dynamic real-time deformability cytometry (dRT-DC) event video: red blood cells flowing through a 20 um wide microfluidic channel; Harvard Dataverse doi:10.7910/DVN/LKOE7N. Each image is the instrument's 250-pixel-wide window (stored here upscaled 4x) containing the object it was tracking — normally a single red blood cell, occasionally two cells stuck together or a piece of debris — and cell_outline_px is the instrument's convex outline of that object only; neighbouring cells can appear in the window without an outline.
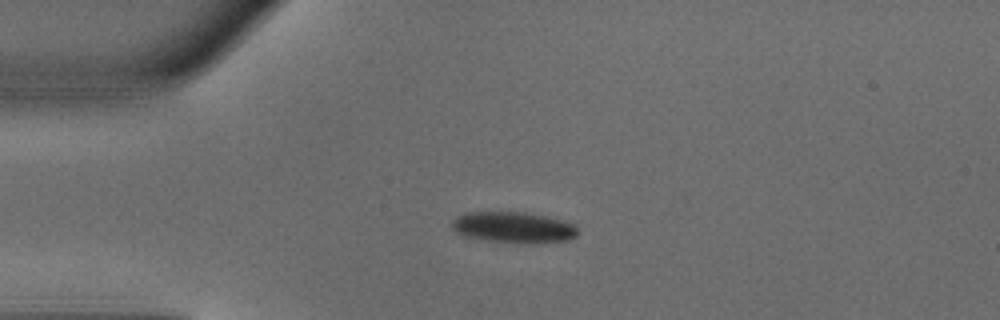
{"species": "common noctule bat (a hibernating species)", "species_latin": "Nyctalus noctula", "temperature_condition": "warm", "stored_images_in_passage": 39, "camera_frame_rate_fps": 3000, "um_per_image_px": 0.085, "animal": {"sex": "male", "body_mass_g": 18.8}, "frame": {"image": 1, "passage_image": 2, "time_ms": 0.333, "image_size_px": [1000, 320], "cell_outline_px": [[576, 236], [568, 240], [524, 244], [488, 240], [464, 236], [456, 232], [452, 228], [452, 220], [456, 216], [464, 212], [524, 212], [544, 216], [560, 220], [572, 224], [576, 228]], "centroid_in_image_um": [43.58, 19.33], "position_along_channel_um": 41.4, "area_um2": 22.6}}
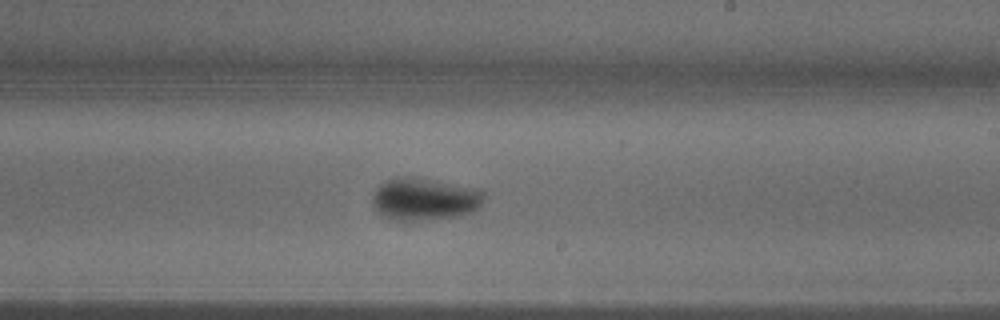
{"frame": {"image": 2, "passage_image": 19, "time_ms": 6.0, "image_size_px": [1000, 320], "cell_outline_px": [[484, 196], [480, 208], [472, 212], [460, 216], [432, 220], [388, 220], [372, 204], [372, 196], [376, 188], [384, 180], [396, 176], [416, 176], [480, 188], [484, 192]], "centroid_in_image_um": [36.11, 16.9], "position_along_channel_um": 252.9, "area_um2": 28.38}}
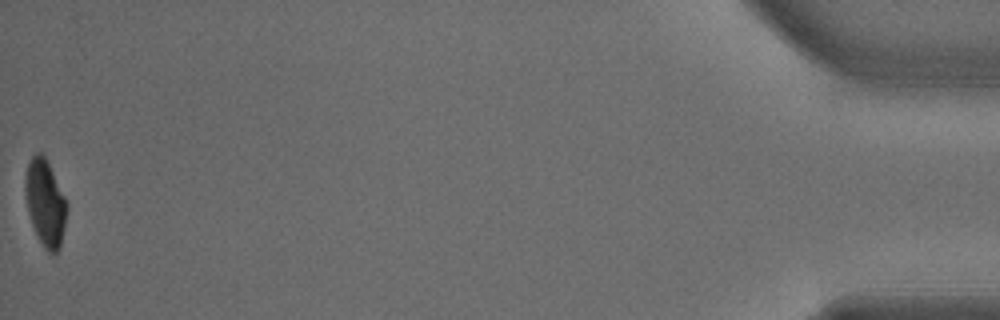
{"frame": {"image": 3, "passage_image": 39, "time_ms": 12.667, "image_size_px": [1000, 320], "cell_outline_px": [[68, 208], [60, 248], [52, 256], [44, 248], [36, 236], [28, 212], [24, 196], [24, 176], [28, 164], [32, 156], [36, 152], [40, 152], [44, 156], [68, 204]], "centroid_in_image_um": [3.83, 17.29], "position_along_channel_um": 431.4, "area_um2": 21.1}, "authors_computed_cell_mechanics": {"area_um2": 24.5072, "velocity_mm_per_s": 4.1481, "shape_relaxation_time_tau1_ms": 3.3217, "shape_relaxation_time_tau2_ms": null, "deformation_change_tau1": 0.1828, "deformation_change_tau2": null}}